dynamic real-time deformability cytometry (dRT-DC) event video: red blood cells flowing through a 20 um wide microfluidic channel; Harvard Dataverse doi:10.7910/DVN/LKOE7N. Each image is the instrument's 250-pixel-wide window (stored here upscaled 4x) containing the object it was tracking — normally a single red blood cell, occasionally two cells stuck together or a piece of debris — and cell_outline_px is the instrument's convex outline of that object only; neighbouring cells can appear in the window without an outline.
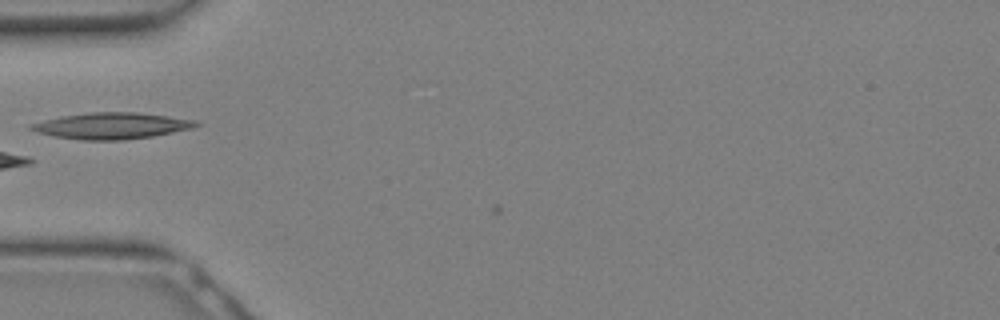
{"species": "Egyptian fruit bat (a non-hibernating species)", "species_latin": "Rousettus aegyptiacus", "temperature_condition": "warm", "stored_images_in_passage": 10, "camera_frame_rate_fps": 3000, "um_per_image_px": 0.085, "animal": {"sex": "female"}, "frame": {"image": 1, "passage_image": 9, "time_ms": 2.667, "image_size_px": [1000, 320], "cell_outline_px": [[204, 124], [196, 128], [152, 136], [124, 140], [80, 140], [52, 136], [36, 132], [28, 128], [28, 124], [44, 120], [64, 116], [92, 112], [136, 112], [168, 116], [196, 120]], "centroid_in_image_um": [9.53, 10.7], "position_along_channel_um": 75.5, "area_um2": 25.49}}